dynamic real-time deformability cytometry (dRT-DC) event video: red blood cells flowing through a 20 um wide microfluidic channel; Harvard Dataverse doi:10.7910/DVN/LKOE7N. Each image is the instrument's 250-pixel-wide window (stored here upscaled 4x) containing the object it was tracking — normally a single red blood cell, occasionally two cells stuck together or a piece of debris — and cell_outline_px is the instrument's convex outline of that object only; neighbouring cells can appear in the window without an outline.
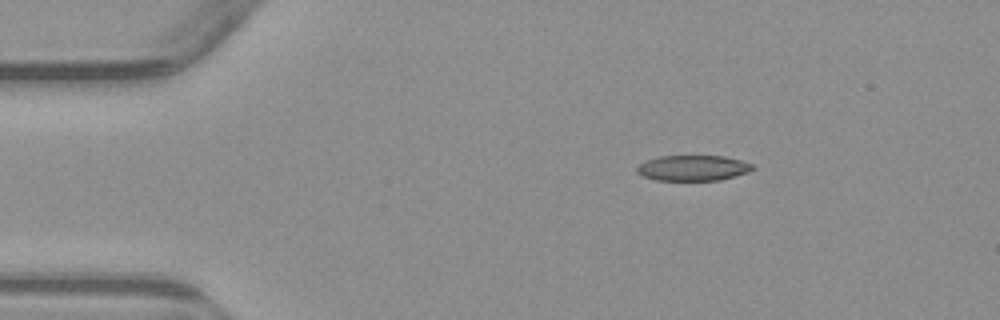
{"species": "common noctule bat (a hibernating species)", "species_latin": "Nyctalus noctula", "temperature_condition": "warm", "stored_images_in_passage": 4, "camera_frame_rate_fps": 3000, "um_per_image_px": 0.085, "animal": {"sex": "male", "body_mass_g": 23.1, "forearm_length_mm": 52.7}, "frame": {"image": 1, "passage_image": 2, "time_ms": 1.333, "image_size_px": [1000, 320], "cell_outline_px": [[756, 168], [748, 172], [720, 180], [656, 180], [644, 176], [636, 172], [636, 168], [640, 164], [648, 160], [660, 156], [724, 156], [740, 160], [752, 164]], "centroid_in_image_um": [58.92, 14.28], "position_along_channel_um": 26.1, "area_um2": 17.05}}
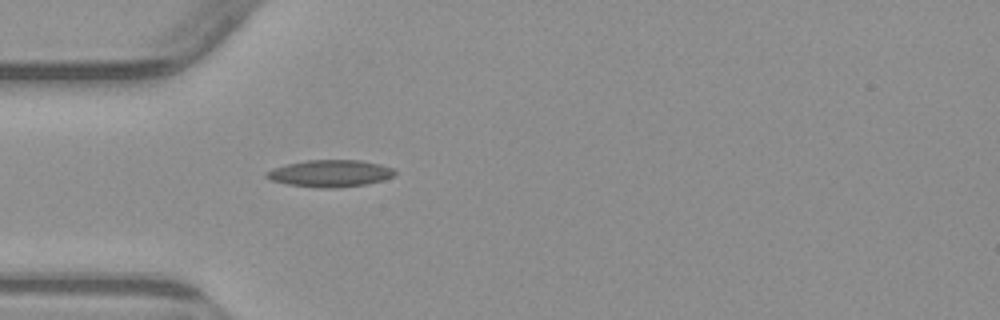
{"frame": {"image": 2, "passage_image": 4, "time_ms": 3.667, "image_size_px": [1000, 320], "cell_outline_px": [[396, 172], [392, 176], [384, 180], [364, 184], [332, 188], [320, 188], [288, 184], [272, 180], [264, 176], [264, 172], [272, 168], [288, 164], [308, 160], [360, 160], [380, 164], [392, 168]], "centroid_in_image_um": [28.04, 14.73], "position_along_channel_um": 57.0, "area_um2": 20.0}}